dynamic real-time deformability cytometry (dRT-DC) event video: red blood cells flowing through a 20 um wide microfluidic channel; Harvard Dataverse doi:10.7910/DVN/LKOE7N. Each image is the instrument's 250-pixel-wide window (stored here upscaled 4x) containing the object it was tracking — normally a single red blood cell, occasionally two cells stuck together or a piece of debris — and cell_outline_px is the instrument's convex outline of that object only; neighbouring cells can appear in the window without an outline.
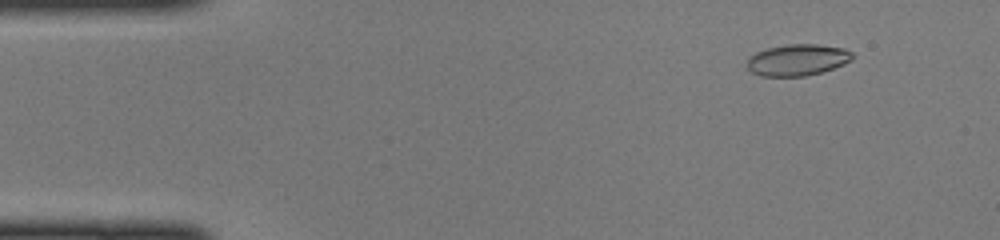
{"species": "common noctule bat (a hibernating species)", "species_latin": "Nyctalus noctula", "temperature_condition": "cold", "stored_images_in_passage": 47, "camera_frame_rate_fps": 3000, "um_per_image_px": 0.085, "animal": {"sex": "female", "body_mass_g": 22.0, "forearm_length_mm": 56.7}, "frame": {"image": 1, "passage_image": 5, "time_ms": 1.333, "image_size_px": [1000, 240], "cell_outline_px": [[852, 60], [844, 64], [820, 72], [804, 76], [760, 76], [752, 72], [748, 68], [748, 60], [756, 52], [768, 48], [788, 44], [816, 44], [844, 48], [852, 52]], "centroid_in_image_um": [67.8, 5.09], "position_along_channel_um": 17.2, "area_um2": 19.07}}
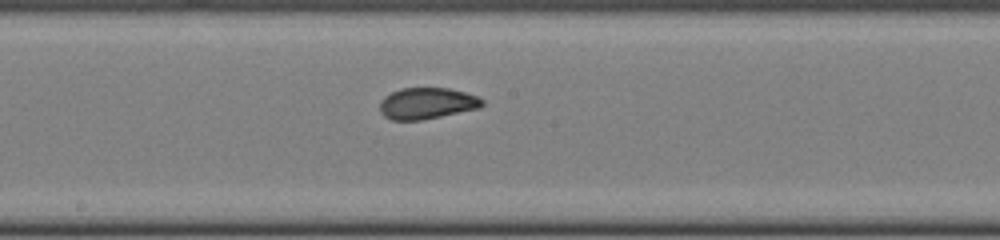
{"frame": {"image": 2, "passage_image": 25, "time_ms": 8.0, "image_size_px": [1000, 240], "cell_outline_px": [[484, 104], [480, 108], [420, 120], [392, 120], [384, 116], [380, 112], [380, 100], [384, 96], [400, 88], [448, 88], [464, 92], [476, 96], [484, 100]], "centroid_in_image_um": [36.27, 8.78], "position_along_channel_um": 211.9, "area_um2": 18.67}}
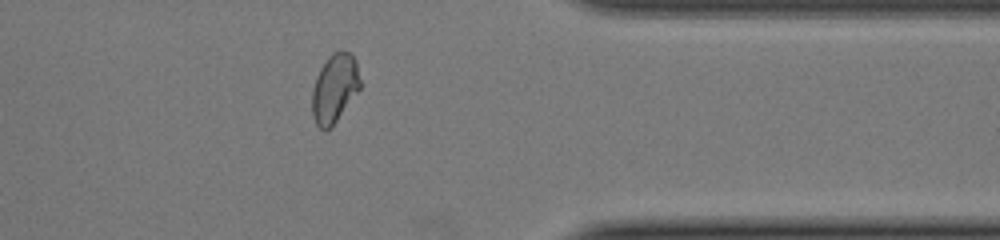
{"frame": {"image": 3, "passage_image": 38, "time_ms": 12.333, "image_size_px": [1000, 240], "cell_outline_px": [[360, 88], [332, 128], [324, 132], [316, 124], [312, 116], [312, 88], [316, 76], [320, 68], [328, 56], [332, 52], [348, 52], [356, 60], [360, 80]], "centroid_in_image_um": [28.41, 7.55], "position_along_channel_um": 383.0, "area_um2": 19.36}}